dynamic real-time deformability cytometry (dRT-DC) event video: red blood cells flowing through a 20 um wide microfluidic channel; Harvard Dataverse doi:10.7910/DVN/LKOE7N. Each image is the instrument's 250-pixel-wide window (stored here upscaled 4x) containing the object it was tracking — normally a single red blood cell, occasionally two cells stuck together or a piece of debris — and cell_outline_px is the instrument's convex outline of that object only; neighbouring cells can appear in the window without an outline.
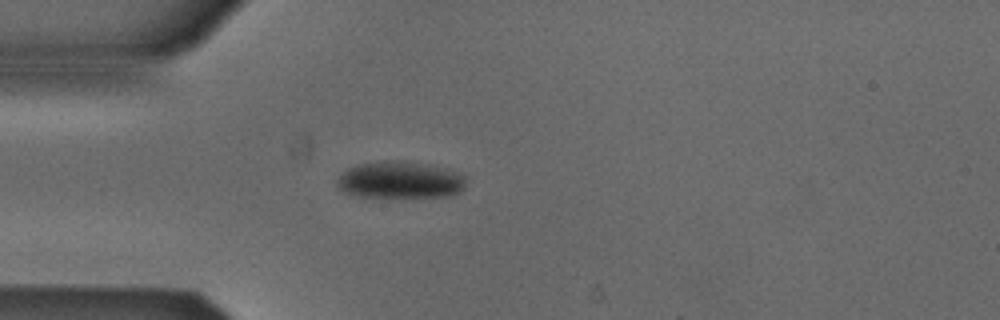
{"species": "Egyptian fruit bat (a non-hibernating species)", "species_latin": "Rousettus aegyptiacus", "temperature_condition": "cold", "stored_images_in_passage": 4, "camera_frame_rate_fps": 3000, "um_per_image_px": 0.085, "animal": {"sex": "male"}, "frame": {"image": 1, "passage_image": 4, "time_ms": 1.0, "image_size_px": [1000, 320], "cell_outline_px": [[468, 176], [464, 188], [448, 196], [356, 196], [344, 192], [336, 188], [336, 180], [348, 168], [360, 164], [384, 160], [404, 160], [428, 164], [448, 168]], "centroid_in_image_um": [34.02, 15.27], "position_along_channel_um": 51.0, "area_um2": 27.92}}